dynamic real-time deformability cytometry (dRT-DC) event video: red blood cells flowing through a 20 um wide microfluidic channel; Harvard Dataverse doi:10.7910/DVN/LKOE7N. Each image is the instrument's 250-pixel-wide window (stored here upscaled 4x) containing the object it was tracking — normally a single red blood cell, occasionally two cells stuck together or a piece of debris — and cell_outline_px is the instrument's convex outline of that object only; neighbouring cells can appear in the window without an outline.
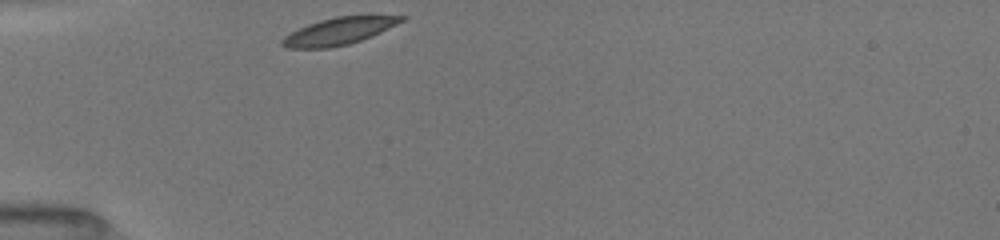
{"species": "common noctule bat (a hibernating species)", "species_latin": "Nyctalus noctula", "temperature_condition": "room temperature", "stored_images_in_passage": 11, "camera_frame_rate_fps": 3000, "um_per_image_px": 0.085, "animal": {"sex": "female", "body_mass_g": 19.5, "forearm_length_mm": 54.1}, "frame": {"image": 1, "passage_image": 1, "time_ms": 0.0, "image_size_px": [1000, 240], "cell_outline_px": [[408, 16], [404, 20], [372, 36], [348, 44], [328, 48], [284, 48], [280, 44], [280, 40], [284, 36], [308, 24], [320, 20], [336, 16], [368, 12]], "centroid_in_image_um": [28.89, 2.58], "position_along_channel_um": 56.1, "area_um2": 19.59}}
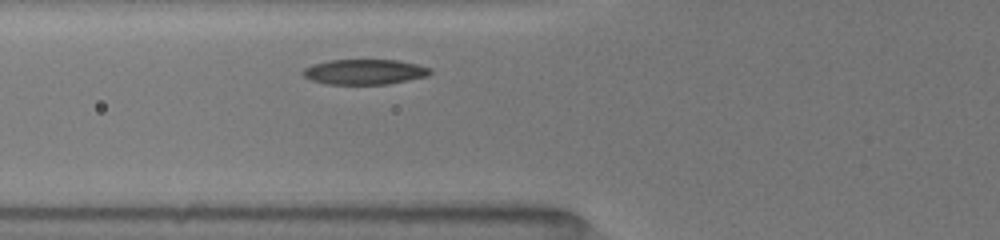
{"frame": {"image": 2, "passage_image": 7, "time_ms": 1.333, "image_size_px": [1000, 240], "cell_outline_px": [[432, 72], [428, 76], [388, 84], [328, 84], [312, 80], [304, 76], [304, 68], [312, 64], [328, 60], [396, 60], [416, 64], [432, 68]], "centroid_in_image_um": [31.02, 6.1], "position_along_channel_um": 94.8, "area_um2": 18.61}}